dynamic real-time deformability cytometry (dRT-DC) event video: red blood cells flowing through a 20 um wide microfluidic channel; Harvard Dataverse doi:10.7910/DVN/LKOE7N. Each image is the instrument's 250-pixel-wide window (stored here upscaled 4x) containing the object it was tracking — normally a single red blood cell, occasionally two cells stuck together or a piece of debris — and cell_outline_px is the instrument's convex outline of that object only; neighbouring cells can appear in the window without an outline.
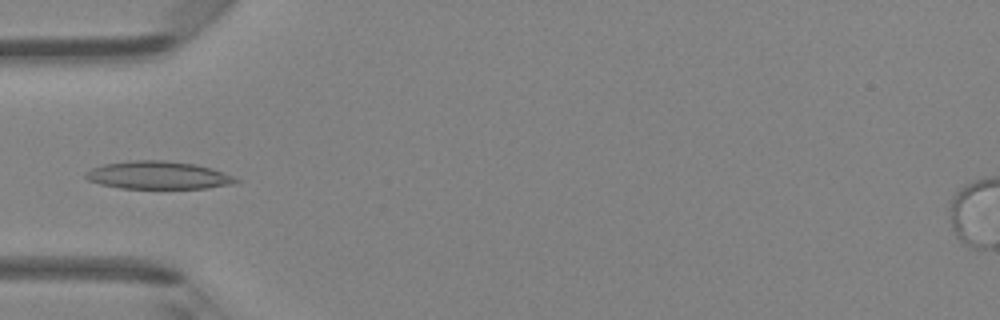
{"species": "Egyptian fruit bat (a non-hibernating species)", "species_latin": "Rousettus aegyptiacus", "temperature_condition": "room temperature", "stored_images_in_passage": 5, "camera_frame_rate_fps": 3000, "um_per_image_px": 0.085, "animal": {"sex": "female"}, "frame": {"image": 1, "passage_image": 4, "time_ms": 1.0, "image_size_px": [1000, 320], "cell_outline_px": [[240, 180], [236, 184], [208, 188], [120, 188], [100, 184], [88, 180], [84, 176], [84, 172], [92, 168], [104, 164], [128, 160], [164, 160], [196, 164], [212, 168], [232, 176]], "centroid_in_image_um": [13.44, 14.89], "position_along_channel_um": 71.6, "area_um2": 24.51}}
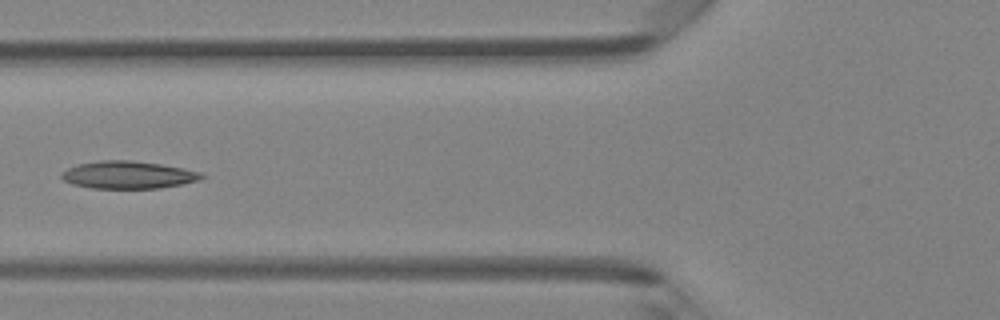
{"frame": {"image": 2, "passage_image": 5, "time_ms": 1.333, "image_size_px": [1000, 320], "cell_outline_px": [[204, 176], [200, 180], [160, 188], [92, 188], [72, 184], [64, 180], [60, 176], [60, 172], [76, 164], [100, 160], [132, 160], [160, 164], [184, 168], [204, 172]], "centroid_in_image_um": [10.88, 14.85], "position_along_channel_um": 114.9, "area_um2": 22.6}}